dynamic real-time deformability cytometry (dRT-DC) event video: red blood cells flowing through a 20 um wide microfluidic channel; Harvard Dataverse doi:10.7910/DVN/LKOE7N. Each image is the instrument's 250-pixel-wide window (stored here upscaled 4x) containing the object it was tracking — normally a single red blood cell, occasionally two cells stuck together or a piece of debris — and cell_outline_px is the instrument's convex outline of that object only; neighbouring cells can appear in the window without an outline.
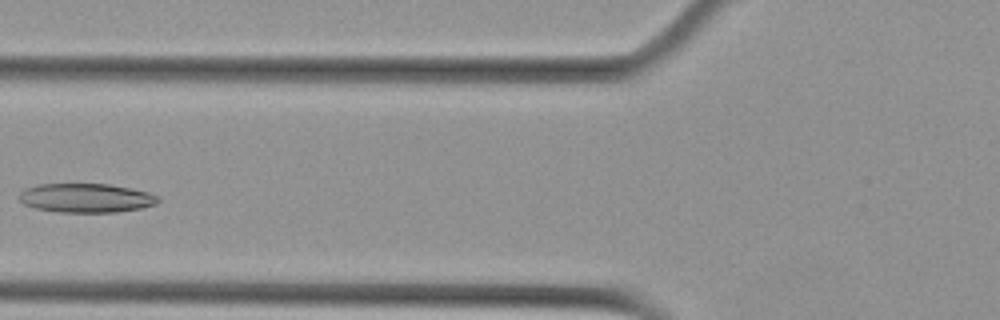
{"species": "Egyptian fruit bat (a non-hibernating species)", "species_latin": "Rousettus aegyptiacus", "temperature_condition": "cold", "stored_images_in_passage": 5, "camera_frame_rate_fps": 3000, "um_per_image_px": 0.085, "animal": {"sex": "female"}, "frame": {"image": 1, "passage_image": 4, "time_ms": 1.0, "image_size_px": [1000, 320], "cell_outline_px": [[160, 200], [156, 204], [140, 208], [116, 212], [60, 212], [36, 208], [24, 204], [16, 196], [24, 188], [36, 184], [108, 184], [148, 192], [160, 196]], "centroid_in_image_um": [7.29, 16.82], "position_along_channel_um": 118.5, "area_um2": 23.58}}
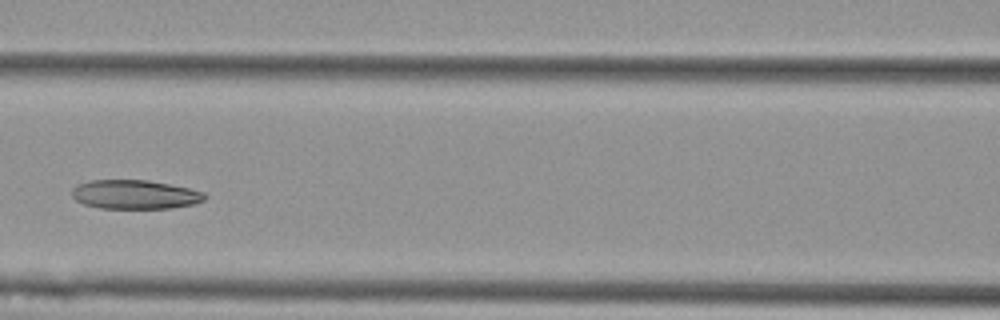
{"frame": {"image": 2, "passage_image": 5, "time_ms": 1.333, "image_size_px": [1000, 320], "cell_outline_px": [[208, 196], [204, 200], [192, 204], [172, 208], [100, 208], [84, 204], [76, 200], [72, 196], [72, 188], [76, 184], [88, 180], [148, 180], [188, 188], [204, 192]], "centroid_in_image_um": [11.44, 16.52], "position_along_channel_um": 155.2, "area_um2": 22.48}}